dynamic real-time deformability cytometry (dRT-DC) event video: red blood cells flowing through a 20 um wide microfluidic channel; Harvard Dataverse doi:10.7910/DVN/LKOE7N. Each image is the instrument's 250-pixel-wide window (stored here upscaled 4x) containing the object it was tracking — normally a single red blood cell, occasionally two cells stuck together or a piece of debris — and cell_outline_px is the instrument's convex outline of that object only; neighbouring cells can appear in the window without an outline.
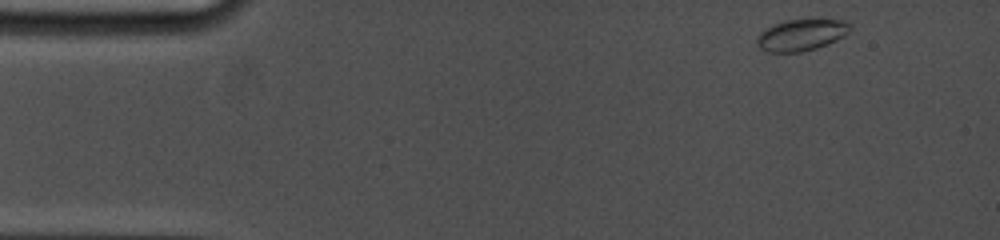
{"species": "common noctule bat (a hibernating species)", "species_latin": "Nyctalus noctula", "temperature_condition": "cold", "stored_images_in_passage": 22, "camera_frame_rate_fps": 5000, "um_per_image_px": 0.085, "animal": {"sex": "female", "body_mass_g": 19.0, "forearm_length_mm": 53.3}, "frame": {"image": 1, "passage_image": 1, "time_ms": 0.0, "image_size_px": [1000, 240], "cell_outline_px": [[852, 28], [844, 36], [828, 44], [816, 48], [800, 52], [768, 52], [760, 48], [756, 40], [756, 36], [764, 28], [772, 24], [784, 20], [844, 20], [852, 24]], "centroid_in_image_um": [68.1, 2.96], "position_along_channel_um": 16.9, "area_um2": 17.22}}
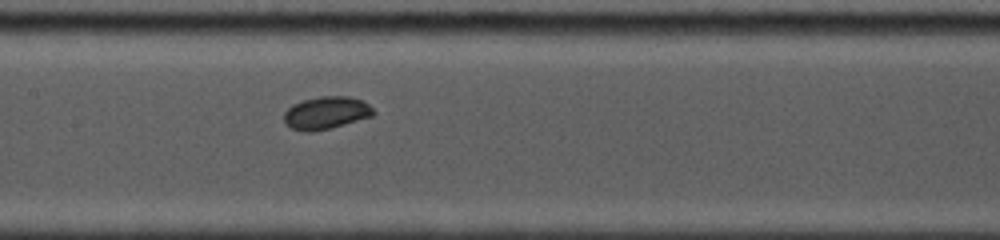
{"frame": {"image": 2, "passage_image": 10, "time_ms": 6.8, "image_size_px": [1000, 240], "cell_outline_px": [[376, 112], [372, 116], [344, 124], [312, 132], [304, 132], [292, 128], [284, 124], [284, 112], [292, 104], [304, 100], [320, 96], [348, 96], [364, 100]], "centroid_in_image_um": [27.71, 9.58], "position_along_channel_um": 179.7, "area_um2": 16.99}}
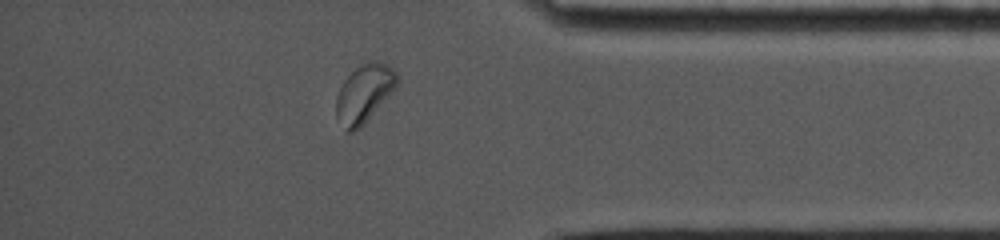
{"frame": {"image": 3, "passage_image": 19, "time_ms": 13.0, "image_size_px": [1000, 240], "cell_outline_px": [[400, 80], [364, 124], [360, 128], [352, 132], [348, 132], [336, 120], [336, 96], [344, 80], [360, 64], [372, 60], [384, 64], [392, 68], [396, 72]], "centroid_in_image_um": [30.92, 7.96], "position_along_channel_um": 404.3, "area_um2": 20.23}, "authors_computed_cell_mechanics": {"area_um2": 16.8198, "velocity_mm_per_s": 3.739, "shape_relaxation_time_tau1_ms": 1.7259, "shape_relaxation_time_tau2_ms": null, "deformation_change_tau1": 0.0565, "deformation_change_tau2": null}}